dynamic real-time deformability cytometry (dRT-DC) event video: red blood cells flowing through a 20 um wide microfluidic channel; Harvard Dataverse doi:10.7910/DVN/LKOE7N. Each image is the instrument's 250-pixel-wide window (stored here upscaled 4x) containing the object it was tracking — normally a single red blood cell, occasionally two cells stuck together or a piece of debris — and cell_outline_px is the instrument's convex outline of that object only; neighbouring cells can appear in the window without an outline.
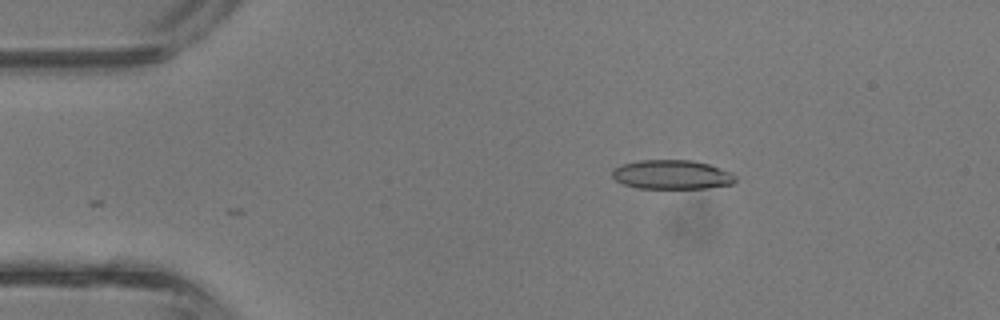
{"species": "common noctule bat (a hibernating species)", "species_latin": "Nyctalus noctula", "temperature_condition": "room temperature", "stored_images_in_passage": 2, "camera_frame_rate_fps": 3000, "um_per_image_px": 0.085, "animal": {"sex": "male", "body_mass_g": 13.3}, "frame": {"image": 1, "passage_image": 2, "time_ms": 0.333, "image_size_px": [1000, 320], "cell_outline_px": [[736, 180], [732, 184], [708, 188], [640, 188], [624, 184], [616, 180], [612, 176], [612, 168], [620, 164], [636, 160], [692, 160], [708, 164], [732, 172], [736, 176]], "centroid_in_image_um": [57.1, 14.83], "position_along_channel_um": 27.9, "area_um2": 21.1}}